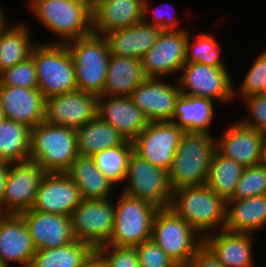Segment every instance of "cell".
<instances>
[{"instance_id": "cell-1", "label": "cell", "mask_w": 266, "mask_h": 267, "mask_svg": "<svg viewBox=\"0 0 266 267\" xmlns=\"http://www.w3.org/2000/svg\"><path fill=\"white\" fill-rule=\"evenodd\" d=\"M28 3L31 14L55 34L49 43H67L93 32L91 4L85 0H31Z\"/></svg>"}, {"instance_id": "cell-2", "label": "cell", "mask_w": 266, "mask_h": 267, "mask_svg": "<svg viewBox=\"0 0 266 267\" xmlns=\"http://www.w3.org/2000/svg\"><path fill=\"white\" fill-rule=\"evenodd\" d=\"M170 208L202 237L224 230L226 201L206 184L174 190Z\"/></svg>"}, {"instance_id": "cell-3", "label": "cell", "mask_w": 266, "mask_h": 267, "mask_svg": "<svg viewBox=\"0 0 266 267\" xmlns=\"http://www.w3.org/2000/svg\"><path fill=\"white\" fill-rule=\"evenodd\" d=\"M213 135L184 132L181 136L168 171L173 191L206 184L211 159L216 150V138Z\"/></svg>"}, {"instance_id": "cell-4", "label": "cell", "mask_w": 266, "mask_h": 267, "mask_svg": "<svg viewBox=\"0 0 266 267\" xmlns=\"http://www.w3.org/2000/svg\"><path fill=\"white\" fill-rule=\"evenodd\" d=\"M78 155L75 129L45 121L31 129L29 160L46 173H65Z\"/></svg>"}, {"instance_id": "cell-5", "label": "cell", "mask_w": 266, "mask_h": 267, "mask_svg": "<svg viewBox=\"0 0 266 267\" xmlns=\"http://www.w3.org/2000/svg\"><path fill=\"white\" fill-rule=\"evenodd\" d=\"M45 99L77 90L73 59L65 43L38 41L30 55Z\"/></svg>"}, {"instance_id": "cell-6", "label": "cell", "mask_w": 266, "mask_h": 267, "mask_svg": "<svg viewBox=\"0 0 266 267\" xmlns=\"http://www.w3.org/2000/svg\"><path fill=\"white\" fill-rule=\"evenodd\" d=\"M65 44L73 59L77 89L100 96L110 58L106 37L92 32Z\"/></svg>"}, {"instance_id": "cell-7", "label": "cell", "mask_w": 266, "mask_h": 267, "mask_svg": "<svg viewBox=\"0 0 266 267\" xmlns=\"http://www.w3.org/2000/svg\"><path fill=\"white\" fill-rule=\"evenodd\" d=\"M151 239L178 266H186L203 244V237L171 208L156 212Z\"/></svg>"}, {"instance_id": "cell-8", "label": "cell", "mask_w": 266, "mask_h": 267, "mask_svg": "<svg viewBox=\"0 0 266 267\" xmlns=\"http://www.w3.org/2000/svg\"><path fill=\"white\" fill-rule=\"evenodd\" d=\"M120 193L115 198L113 233L106 245L137 247L151 239L153 219L159 209L141 199Z\"/></svg>"}, {"instance_id": "cell-9", "label": "cell", "mask_w": 266, "mask_h": 267, "mask_svg": "<svg viewBox=\"0 0 266 267\" xmlns=\"http://www.w3.org/2000/svg\"><path fill=\"white\" fill-rule=\"evenodd\" d=\"M123 186V193L148 202L157 209H167L171 206L173 189L168 172L141 158L134 151L129 158Z\"/></svg>"}, {"instance_id": "cell-10", "label": "cell", "mask_w": 266, "mask_h": 267, "mask_svg": "<svg viewBox=\"0 0 266 267\" xmlns=\"http://www.w3.org/2000/svg\"><path fill=\"white\" fill-rule=\"evenodd\" d=\"M115 199H82L70 219L75 240L91 245L95 250L106 245L114 229Z\"/></svg>"}, {"instance_id": "cell-11", "label": "cell", "mask_w": 266, "mask_h": 267, "mask_svg": "<svg viewBox=\"0 0 266 267\" xmlns=\"http://www.w3.org/2000/svg\"><path fill=\"white\" fill-rule=\"evenodd\" d=\"M229 72L227 67H212L194 62L185 64L175 81L182 95L217 100L224 105L235 100L234 82Z\"/></svg>"}, {"instance_id": "cell-12", "label": "cell", "mask_w": 266, "mask_h": 267, "mask_svg": "<svg viewBox=\"0 0 266 267\" xmlns=\"http://www.w3.org/2000/svg\"><path fill=\"white\" fill-rule=\"evenodd\" d=\"M183 134L173 122H149L132 141L134 152L168 172Z\"/></svg>"}, {"instance_id": "cell-13", "label": "cell", "mask_w": 266, "mask_h": 267, "mask_svg": "<svg viewBox=\"0 0 266 267\" xmlns=\"http://www.w3.org/2000/svg\"><path fill=\"white\" fill-rule=\"evenodd\" d=\"M187 37L188 28L162 30L155 45L141 59L148 78H163L180 73L185 65Z\"/></svg>"}, {"instance_id": "cell-14", "label": "cell", "mask_w": 266, "mask_h": 267, "mask_svg": "<svg viewBox=\"0 0 266 267\" xmlns=\"http://www.w3.org/2000/svg\"><path fill=\"white\" fill-rule=\"evenodd\" d=\"M45 173L32 160L9 164L3 197V214H20L31 209Z\"/></svg>"}, {"instance_id": "cell-15", "label": "cell", "mask_w": 266, "mask_h": 267, "mask_svg": "<svg viewBox=\"0 0 266 267\" xmlns=\"http://www.w3.org/2000/svg\"><path fill=\"white\" fill-rule=\"evenodd\" d=\"M98 95L81 90L46 99L45 122L78 129L98 116Z\"/></svg>"}, {"instance_id": "cell-16", "label": "cell", "mask_w": 266, "mask_h": 267, "mask_svg": "<svg viewBox=\"0 0 266 267\" xmlns=\"http://www.w3.org/2000/svg\"><path fill=\"white\" fill-rule=\"evenodd\" d=\"M217 138L216 150L224 157L244 167L265 162V134L245 126L239 120L226 126Z\"/></svg>"}, {"instance_id": "cell-17", "label": "cell", "mask_w": 266, "mask_h": 267, "mask_svg": "<svg viewBox=\"0 0 266 267\" xmlns=\"http://www.w3.org/2000/svg\"><path fill=\"white\" fill-rule=\"evenodd\" d=\"M162 80L147 78L130 96L149 122H171L181 95L178 83Z\"/></svg>"}, {"instance_id": "cell-18", "label": "cell", "mask_w": 266, "mask_h": 267, "mask_svg": "<svg viewBox=\"0 0 266 267\" xmlns=\"http://www.w3.org/2000/svg\"><path fill=\"white\" fill-rule=\"evenodd\" d=\"M81 201L80 189L65 173H45L32 209L71 216Z\"/></svg>"}, {"instance_id": "cell-19", "label": "cell", "mask_w": 266, "mask_h": 267, "mask_svg": "<svg viewBox=\"0 0 266 267\" xmlns=\"http://www.w3.org/2000/svg\"><path fill=\"white\" fill-rule=\"evenodd\" d=\"M0 106L3 118L30 129L45 121L46 99L38 89L0 86Z\"/></svg>"}, {"instance_id": "cell-20", "label": "cell", "mask_w": 266, "mask_h": 267, "mask_svg": "<svg viewBox=\"0 0 266 267\" xmlns=\"http://www.w3.org/2000/svg\"><path fill=\"white\" fill-rule=\"evenodd\" d=\"M19 215L26 224L36 250L60 247L74 240L70 216L32 208Z\"/></svg>"}, {"instance_id": "cell-21", "label": "cell", "mask_w": 266, "mask_h": 267, "mask_svg": "<svg viewBox=\"0 0 266 267\" xmlns=\"http://www.w3.org/2000/svg\"><path fill=\"white\" fill-rule=\"evenodd\" d=\"M36 252L32 238L19 214H0V261L29 267Z\"/></svg>"}, {"instance_id": "cell-22", "label": "cell", "mask_w": 266, "mask_h": 267, "mask_svg": "<svg viewBox=\"0 0 266 267\" xmlns=\"http://www.w3.org/2000/svg\"><path fill=\"white\" fill-rule=\"evenodd\" d=\"M144 0H94L92 31L105 35L143 21Z\"/></svg>"}, {"instance_id": "cell-23", "label": "cell", "mask_w": 266, "mask_h": 267, "mask_svg": "<svg viewBox=\"0 0 266 267\" xmlns=\"http://www.w3.org/2000/svg\"><path fill=\"white\" fill-rule=\"evenodd\" d=\"M254 234L227 230L203 237V244L225 267H258L254 259Z\"/></svg>"}, {"instance_id": "cell-24", "label": "cell", "mask_w": 266, "mask_h": 267, "mask_svg": "<svg viewBox=\"0 0 266 267\" xmlns=\"http://www.w3.org/2000/svg\"><path fill=\"white\" fill-rule=\"evenodd\" d=\"M98 116L130 141L149 123L130 97H99Z\"/></svg>"}, {"instance_id": "cell-25", "label": "cell", "mask_w": 266, "mask_h": 267, "mask_svg": "<svg viewBox=\"0 0 266 267\" xmlns=\"http://www.w3.org/2000/svg\"><path fill=\"white\" fill-rule=\"evenodd\" d=\"M162 30L141 21L127 28L108 32L107 39L110 55L142 59L155 45Z\"/></svg>"}, {"instance_id": "cell-26", "label": "cell", "mask_w": 266, "mask_h": 267, "mask_svg": "<svg viewBox=\"0 0 266 267\" xmlns=\"http://www.w3.org/2000/svg\"><path fill=\"white\" fill-rule=\"evenodd\" d=\"M147 78L140 59L110 55L105 84L99 97H130Z\"/></svg>"}, {"instance_id": "cell-27", "label": "cell", "mask_w": 266, "mask_h": 267, "mask_svg": "<svg viewBox=\"0 0 266 267\" xmlns=\"http://www.w3.org/2000/svg\"><path fill=\"white\" fill-rule=\"evenodd\" d=\"M264 227H266V194L226 201L225 230L255 235Z\"/></svg>"}, {"instance_id": "cell-28", "label": "cell", "mask_w": 266, "mask_h": 267, "mask_svg": "<svg viewBox=\"0 0 266 267\" xmlns=\"http://www.w3.org/2000/svg\"><path fill=\"white\" fill-rule=\"evenodd\" d=\"M65 174L76 183L82 199H111L117 196L114 194L117 188L98 170L91 156L78 155Z\"/></svg>"}, {"instance_id": "cell-29", "label": "cell", "mask_w": 266, "mask_h": 267, "mask_svg": "<svg viewBox=\"0 0 266 267\" xmlns=\"http://www.w3.org/2000/svg\"><path fill=\"white\" fill-rule=\"evenodd\" d=\"M214 100L189 95H180L176 102L172 121L184 132L212 134L215 116Z\"/></svg>"}, {"instance_id": "cell-30", "label": "cell", "mask_w": 266, "mask_h": 267, "mask_svg": "<svg viewBox=\"0 0 266 267\" xmlns=\"http://www.w3.org/2000/svg\"><path fill=\"white\" fill-rule=\"evenodd\" d=\"M29 27L25 22L13 25L7 20L0 28V73L30 57L38 41L33 40Z\"/></svg>"}, {"instance_id": "cell-31", "label": "cell", "mask_w": 266, "mask_h": 267, "mask_svg": "<svg viewBox=\"0 0 266 267\" xmlns=\"http://www.w3.org/2000/svg\"><path fill=\"white\" fill-rule=\"evenodd\" d=\"M77 150L81 156L122 145L126 138L99 116L75 130Z\"/></svg>"}, {"instance_id": "cell-32", "label": "cell", "mask_w": 266, "mask_h": 267, "mask_svg": "<svg viewBox=\"0 0 266 267\" xmlns=\"http://www.w3.org/2000/svg\"><path fill=\"white\" fill-rule=\"evenodd\" d=\"M31 129L11 119L0 121V162L9 164L29 160Z\"/></svg>"}, {"instance_id": "cell-33", "label": "cell", "mask_w": 266, "mask_h": 267, "mask_svg": "<svg viewBox=\"0 0 266 267\" xmlns=\"http://www.w3.org/2000/svg\"><path fill=\"white\" fill-rule=\"evenodd\" d=\"M95 249L82 241L36 250L29 267H80Z\"/></svg>"}, {"instance_id": "cell-34", "label": "cell", "mask_w": 266, "mask_h": 267, "mask_svg": "<svg viewBox=\"0 0 266 267\" xmlns=\"http://www.w3.org/2000/svg\"><path fill=\"white\" fill-rule=\"evenodd\" d=\"M244 168L240 163L224 157L215 150L208 170L206 185L227 201L232 197Z\"/></svg>"}, {"instance_id": "cell-35", "label": "cell", "mask_w": 266, "mask_h": 267, "mask_svg": "<svg viewBox=\"0 0 266 267\" xmlns=\"http://www.w3.org/2000/svg\"><path fill=\"white\" fill-rule=\"evenodd\" d=\"M133 151L132 141L126 140L122 145L99 151L91 157L98 170L117 188L125 182Z\"/></svg>"}, {"instance_id": "cell-36", "label": "cell", "mask_w": 266, "mask_h": 267, "mask_svg": "<svg viewBox=\"0 0 266 267\" xmlns=\"http://www.w3.org/2000/svg\"><path fill=\"white\" fill-rule=\"evenodd\" d=\"M190 34L188 30L185 64L197 62L212 67H227L226 63L222 61L224 59L221 58V45L212 34L204 31L196 33L194 41L190 38Z\"/></svg>"}, {"instance_id": "cell-37", "label": "cell", "mask_w": 266, "mask_h": 267, "mask_svg": "<svg viewBox=\"0 0 266 267\" xmlns=\"http://www.w3.org/2000/svg\"><path fill=\"white\" fill-rule=\"evenodd\" d=\"M242 80L238 89L234 85V99L238 97L241 101L252 95L266 93V48L255 57Z\"/></svg>"}, {"instance_id": "cell-38", "label": "cell", "mask_w": 266, "mask_h": 267, "mask_svg": "<svg viewBox=\"0 0 266 267\" xmlns=\"http://www.w3.org/2000/svg\"><path fill=\"white\" fill-rule=\"evenodd\" d=\"M266 194V161L245 167L230 199H243Z\"/></svg>"}, {"instance_id": "cell-39", "label": "cell", "mask_w": 266, "mask_h": 267, "mask_svg": "<svg viewBox=\"0 0 266 267\" xmlns=\"http://www.w3.org/2000/svg\"><path fill=\"white\" fill-rule=\"evenodd\" d=\"M0 86L38 89L36 67L32 57L0 73Z\"/></svg>"}, {"instance_id": "cell-40", "label": "cell", "mask_w": 266, "mask_h": 267, "mask_svg": "<svg viewBox=\"0 0 266 267\" xmlns=\"http://www.w3.org/2000/svg\"><path fill=\"white\" fill-rule=\"evenodd\" d=\"M249 116L245 115L239 121L247 127L266 134V93L252 95L241 100Z\"/></svg>"}, {"instance_id": "cell-41", "label": "cell", "mask_w": 266, "mask_h": 267, "mask_svg": "<svg viewBox=\"0 0 266 267\" xmlns=\"http://www.w3.org/2000/svg\"><path fill=\"white\" fill-rule=\"evenodd\" d=\"M152 1L150 0H144V10H143V21L147 24L159 27L161 30H184L186 29L185 27L180 28L181 26V21L178 20L176 17L175 10H173V14L171 13L170 15V10L169 8H174L173 6L170 7L168 3H162L159 4L157 7L152 8L151 3ZM167 4V5H166ZM169 5V8L166 9L163 7ZM172 10V9H171ZM169 11V12H168ZM152 15V16H149ZM151 18L152 20H148Z\"/></svg>"}, {"instance_id": "cell-42", "label": "cell", "mask_w": 266, "mask_h": 267, "mask_svg": "<svg viewBox=\"0 0 266 267\" xmlns=\"http://www.w3.org/2000/svg\"><path fill=\"white\" fill-rule=\"evenodd\" d=\"M96 250L108 267H140L136 247L103 245Z\"/></svg>"}, {"instance_id": "cell-43", "label": "cell", "mask_w": 266, "mask_h": 267, "mask_svg": "<svg viewBox=\"0 0 266 267\" xmlns=\"http://www.w3.org/2000/svg\"><path fill=\"white\" fill-rule=\"evenodd\" d=\"M136 252L140 267H178L152 239L137 246Z\"/></svg>"}, {"instance_id": "cell-44", "label": "cell", "mask_w": 266, "mask_h": 267, "mask_svg": "<svg viewBox=\"0 0 266 267\" xmlns=\"http://www.w3.org/2000/svg\"><path fill=\"white\" fill-rule=\"evenodd\" d=\"M186 267H225L213 253L202 244Z\"/></svg>"}, {"instance_id": "cell-45", "label": "cell", "mask_w": 266, "mask_h": 267, "mask_svg": "<svg viewBox=\"0 0 266 267\" xmlns=\"http://www.w3.org/2000/svg\"><path fill=\"white\" fill-rule=\"evenodd\" d=\"M8 172H9V163L0 162V214H3V197H4Z\"/></svg>"}, {"instance_id": "cell-46", "label": "cell", "mask_w": 266, "mask_h": 267, "mask_svg": "<svg viewBox=\"0 0 266 267\" xmlns=\"http://www.w3.org/2000/svg\"><path fill=\"white\" fill-rule=\"evenodd\" d=\"M80 267H108L102 255L94 250Z\"/></svg>"}, {"instance_id": "cell-47", "label": "cell", "mask_w": 266, "mask_h": 267, "mask_svg": "<svg viewBox=\"0 0 266 267\" xmlns=\"http://www.w3.org/2000/svg\"><path fill=\"white\" fill-rule=\"evenodd\" d=\"M5 11L3 10L2 6L0 5V28L7 22V17L5 15Z\"/></svg>"}, {"instance_id": "cell-48", "label": "cell", "mask_w": 266, "mask_h": 267, "mask_svg": "<svg viewBox=\"0 0 266 267\" xmlns=\"http://www.w3.org/2000/svg\"><path fill=\"white\" fill-rule=\"evenodd\" d=\"M3 119V114H2V110H1V106H0V121Z\"/></svg>"}, {"instance_id": "cell-49", "label": "cell", "mask_w": 266, "mask_h": 267, "mask_svg": "<svg viewBox=\"0 0 266 267\" xmlns=\"http://www.w3.org/2000/svg\"><path fill=\"white\" fill-rule=\"evenodd\" d=\"M265 161H266V134H265Z\"/></svg>"}, {"instance_id": "cell-50", "label": "cell", "mask_w": 266, "mask_h": 267, "mask_svg": "<svg viewBox=\"0 0 266 267\" xmlns=\"http://www.w3.org/2000/svg\"><path fill=\"white\" fill-rule=\"evenodd\" d=\"M86 2L90 3L91 5L93 4L94 0H85Z\"/></svg>"}, {"instance_id": "cell-51", "label": "cell", "mask_w": 266, "mask_h": 267, "mask_svg": "<svg viewBox=\"0 0 266 267\" xmlns=\"http://www.w3.org/2000/svg\"><path fill=\"white\" fill-rule=\"evenodd\" d=\"M0 267H6V266L0 261Z\"/></svg>"}]
</instances>
